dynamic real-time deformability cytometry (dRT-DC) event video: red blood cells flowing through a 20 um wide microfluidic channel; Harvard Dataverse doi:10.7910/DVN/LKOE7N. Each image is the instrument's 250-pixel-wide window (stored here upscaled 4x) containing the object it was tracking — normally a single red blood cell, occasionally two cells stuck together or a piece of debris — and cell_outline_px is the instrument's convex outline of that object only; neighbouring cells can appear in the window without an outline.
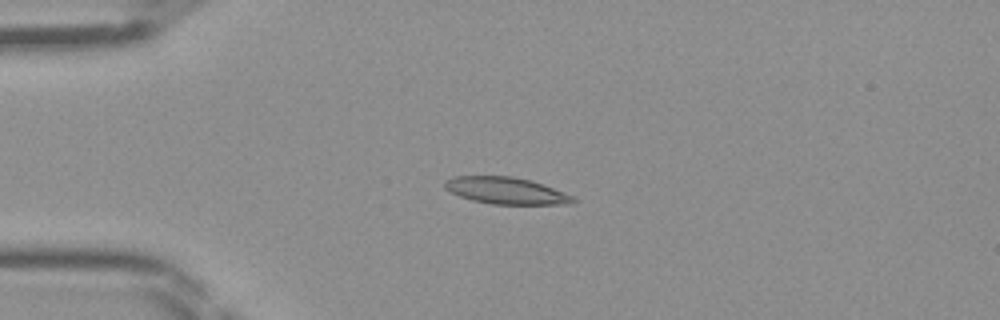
{"species": "Egyptian fruit bat (a non-hibernating species)", "species_latin": "Rousettus aegyptiacus", "temperature_condition": "room temperature", "stored_images_in_passage": 45, "camera_frame_rate_fps": 3000, "um_per_image_px": 0.085, "frame": {"image": 1, "passage_image": 11, "time_ms": 3.333, "image_size_px": [1000, 320], "cell_outline_px": [[576, 200], [572, 204], [492, 204], [472, 200], [460, 196], [444, 188], [444, 180], [452, 176], [512, 176], [532, 180], [564, 192], [572, 196]], "centroid_in_image_um": [43.0, 16.2], "position_along_channel_um": 42.0, "area_um2": 20.06}}
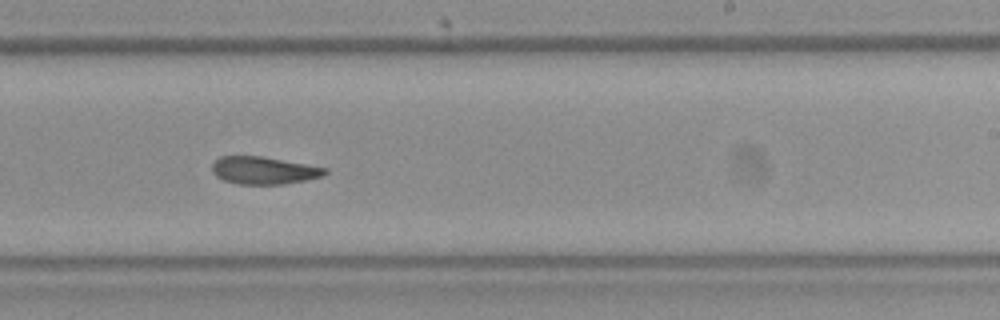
{"frame": {"image": 2, "passage_image": 28, "time_ms": 9.0, "image_size_px": [1000, 320], "cell_outline_px": [[328, 172], [324, 176], [284, 184], [236, 184], [224, 180], [216, 176], [212, 172], [212, 164], [220, 156], [260, 156], [328, 168]], "centroid_in_image_um": [22.41, 14.49], "position_along_channel_um": 266.6, "area_um2": 18.03}}
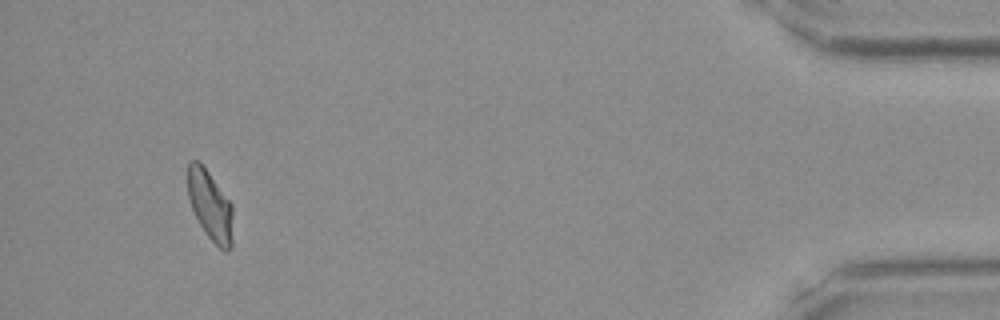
{"frame": {"image": 3, "passage_image": 43, "time_ms": 14.0, "image_size_px": [1000, 320], "cell_outline_px": [[232, 248], [228, 252], [224, 252], [204, 232], [192, 208], [188, 196], [188, 164], [192, 160], [200, 160], [232, 204]], "centroid_in_image_um": [17.88, 17.47], "position_along_channel_um": 417.3, "area_um2": 18.38}}